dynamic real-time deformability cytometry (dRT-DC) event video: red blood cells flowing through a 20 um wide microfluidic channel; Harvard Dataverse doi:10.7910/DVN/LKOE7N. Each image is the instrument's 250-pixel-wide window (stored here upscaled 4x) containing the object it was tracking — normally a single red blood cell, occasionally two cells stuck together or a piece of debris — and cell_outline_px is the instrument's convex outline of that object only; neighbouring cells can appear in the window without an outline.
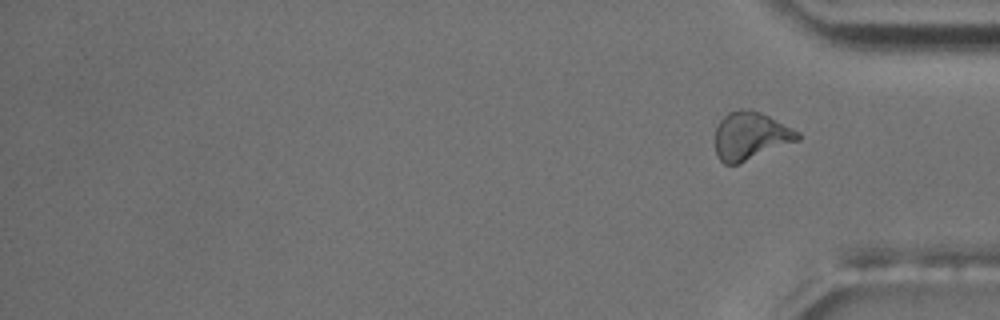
{"species": "common noctule bat (a hibernating species)", "species_latin": "Nyctalus noctula", "temperature_condition": "room temperature", "stored_images_in_passage": 13, "camera_frame_rate_fps": 3000, "um_per_image_px": 0.085, "animal": {"sex": "male", "body_mass_g": 17.5, "forearm_length_mm": 52.3}, "frame": {"image": 1, "passage_image": 13, "time_ms": 15.0, "image_size_px": [1000, 320], "cell_outline_px": [[800, 140], [740, 164], [724, 164], [716, 156], [716, 128], [720, 120], [728, 112], [740, 108], [752, 108], [800, 132]], "centroid_in_image_um": [63.79, 11.55], "position_along_channel_um": 371.4, "area_um2": 23.29}, "authors_computed_cell_mechanics": {"area_um2": 22.3686, "velocity_mm_per_s": 3.6233, "shape_relaxation_time_tau1_ms": 7.9022, "shape_relaxation_time_tau2_ms": 0.9384, "deformation_change_tau1": 0.1721, "deformation_change_tau2": 0.0498}}